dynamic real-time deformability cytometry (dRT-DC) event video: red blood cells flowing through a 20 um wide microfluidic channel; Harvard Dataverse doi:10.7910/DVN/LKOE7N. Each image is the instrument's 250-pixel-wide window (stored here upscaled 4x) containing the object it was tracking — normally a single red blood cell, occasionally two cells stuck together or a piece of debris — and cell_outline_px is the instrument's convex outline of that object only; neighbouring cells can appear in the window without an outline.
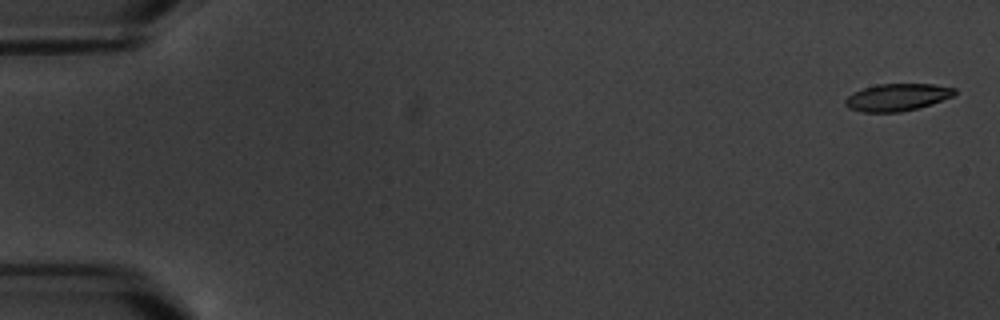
{"species": "common noctule bat (a hibernating species)", "species_latin": "Nyctalus noctula", "temperature_condition": "warm", "stored_images_in_passage": 7, "segment_of_instrument_passage": [1, 2], "camera_frame_rate_fps": 3000, "um_per_image_px": 0.085, "animal": {"sex": "male", "body_mass_g": 20.1, "forearm_length_mm": 53.5}, "frame": {"image": 1, "passage_image": 1, "time_ms": 0.0, "image_size_px": [1000, 320], "cell_outline_px": [[956, 92], [952, 96], [932, 104], [900, 112], [864, 112], [848, 108], [844, 104], [844, 100], [852, 92], [876, 84], [932, 84], [956, 88]], "centroid_in_image_um": [76.23, 8.26], "position_along_channel_um": 8.8, "area_um2": 17.34}}
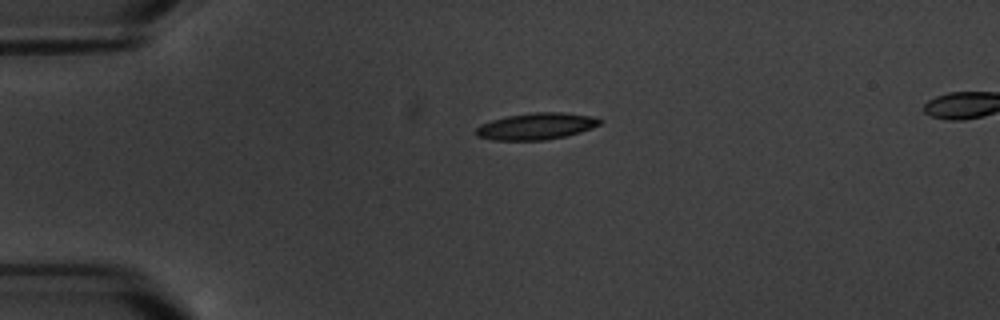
{"frame": {"image": 2, "passage_image": 5, "time_ms": 4.333, "image_size_px": [1000, 320], "cell_outline_px": [[604, 120], [600, 124], [592, 128], [580, 132], [564, 136], [544, 140], [492, 140], [476, 136], [476, 128], [480, 124], [492, 120], [508, 116], [532, 112], [560, 112], [592, 116]], "centroid_in_image_um": [45.58, 10.73], "position_along_channel_um": 39.4, "area_um2": 19.19}}